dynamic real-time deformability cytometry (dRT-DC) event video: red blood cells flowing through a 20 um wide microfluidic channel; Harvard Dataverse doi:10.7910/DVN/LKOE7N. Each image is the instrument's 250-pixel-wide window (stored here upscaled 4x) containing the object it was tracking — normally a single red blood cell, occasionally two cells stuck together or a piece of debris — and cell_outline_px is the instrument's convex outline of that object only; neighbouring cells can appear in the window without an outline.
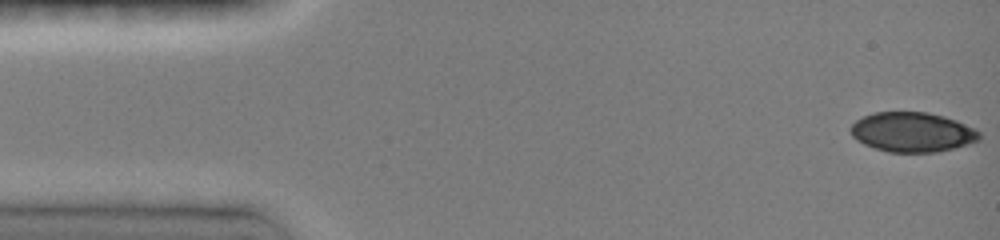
{"species": "common noctule bat (a hibernating species)", "species_latin": "Nyctalus noctula", "temperature_condition": "room temperature", "stored_images_in_passage": 46, "camera_frame_rate_fps": 3000, "um_per_image_px": 0.085, "animal": {"sex": "female", "body_mass_g": 19.0, "forearm_length_mm": 51.5}, "frame": {"image": 1, "passage_image": 1, "time_ms": 0.0, "image_size_px": [1000, 240], "cell_outline_px": [[980, 140], [952, 148], [936, 152], [888, 152], [864, 144], [852, 136], [852, 124], [856, 120], [872, 112], [928, 112], [944, 116], [956, 120], [980, 132]], "centroid_in_image_um": [77.54, 11.22], "position_along_channel_um": 7.5, "area_um2": 29.48}}